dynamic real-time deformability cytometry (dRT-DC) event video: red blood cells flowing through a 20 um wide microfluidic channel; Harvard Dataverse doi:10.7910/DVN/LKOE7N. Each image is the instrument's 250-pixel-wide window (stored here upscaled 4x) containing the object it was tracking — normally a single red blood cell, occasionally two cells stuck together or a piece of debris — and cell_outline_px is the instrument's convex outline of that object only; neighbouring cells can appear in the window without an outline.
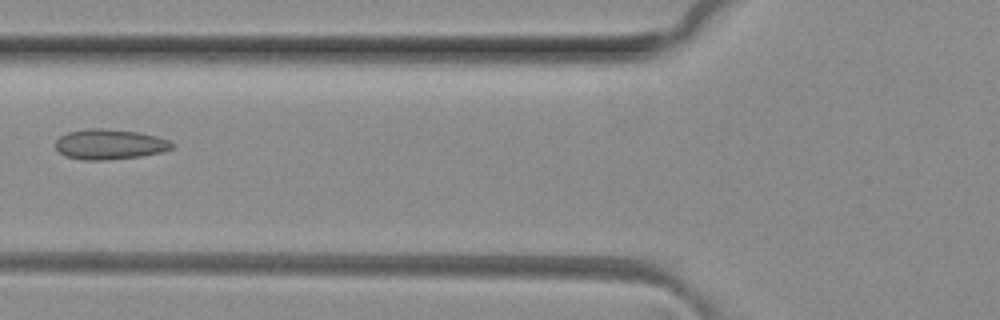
{"species": "common noctule bat (a hibernating species)", "species_latin": "Nyctalus noctula", "temperature_condition": "room temperature", "stored_images_in_passage": 2, "camera_frame_rate_fps": 3000, "um_per_image_px": 0.085, "animal": {"sex": "female", "body_mass_g": 29.2, "forearm_length_mm": 56.3}, "frame": {"image": 1, "passage_image": 2, "time_ms": 0.333, "image_size_px": [1000, 320], "cell_outline_px": [[172, 148], [160, 152], [140, 156], [108, 160], [80, 160], [64, 156], [56, 148], [56, 140], [60, 136], [68, 132], [88, 128], [104, 128], [136, 132], [156, 136], [168, 140], [172, 144]], "centroid_in_image_um": [9.26, 12.27], "position_along_channel_um": 116.5, "area_um2": 20.4}}